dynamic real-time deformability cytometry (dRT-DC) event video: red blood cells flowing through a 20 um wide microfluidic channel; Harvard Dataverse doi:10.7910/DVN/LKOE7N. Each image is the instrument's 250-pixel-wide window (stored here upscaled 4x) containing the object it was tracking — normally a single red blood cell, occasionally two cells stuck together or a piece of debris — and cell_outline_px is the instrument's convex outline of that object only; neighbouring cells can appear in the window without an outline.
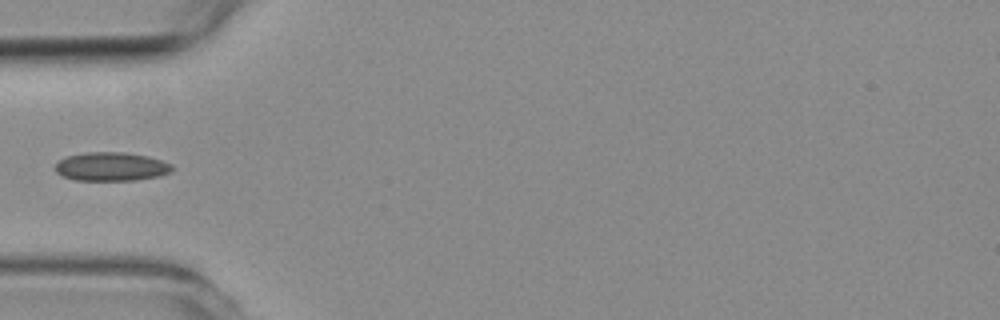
{"species": "common noctule bat (a hibernating species)", "species_latin": "Nyctalus noctula", "temperature_condition": "room temperature", "stored_images_in_passage": 1, "camera_frame_rate_fps": 3000, "um_per_image_px": 0.085, "animal": {"sex": "female", "body_mass_g": 19.3, "forearm_length_mm": 54.1}, "frame": {"image": 1, "passage_image": 1, "time_ms": 0.0, "image_size_px": [1000, 320], "cell_outline_px": [[172, 172], [160, 176], [136, 180], [76, 180], [60, 176], [52, 168], [60, 160], [68, 156], [88, 152], [124, 152], [148, 156], [172, 164]], "centroid_in_image_um": [9.44, 14.17], "position_along_channel_um": 75.6, "area_um2": 19.65}}